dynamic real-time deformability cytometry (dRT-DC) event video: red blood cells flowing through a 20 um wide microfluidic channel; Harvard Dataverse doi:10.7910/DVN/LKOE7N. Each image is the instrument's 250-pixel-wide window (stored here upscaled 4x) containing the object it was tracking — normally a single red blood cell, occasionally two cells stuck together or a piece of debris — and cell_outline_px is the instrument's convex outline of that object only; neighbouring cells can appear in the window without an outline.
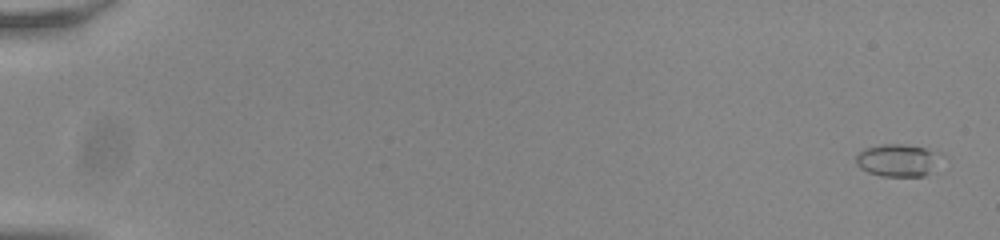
{"species": "common noctule bat (a hibernating species)", "species_latin": "Nyctalus noctula", "temperature_condition": "room temperature", "stored_images_in_passage": 55, "camera_frame_rate_fps": 3000, "um_per_image_px": 0.085, "animal": {"sex": "male", "body_mass_g": 20.0, "forearm_length_mm": 53.3}, "frame": {"image": 1, "passage_image": 1, "time_ms": 0.0, "image_size_px": [1000, 240], "cell_outline_px": [[932, 152], [928, 172], [924, 176], [880, 176], [868, 172], [860, 168], [856, 164], [856, 156], [864, 148], [880, 144], [904, 144], [924, 148]], "centroid_in_image_um": [76.05, 13.62], "position_along_channel_um": 8.9, "area_um2": 14.97}}
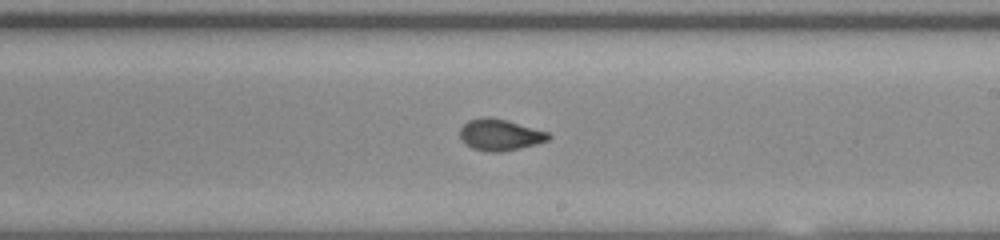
{"frame": {"image": 2, "passage_image": 34, "time_ms": 11.0, "image_size_px": [1000, 240], "cell_outline_px": [[552, 136], [548, 140], [536, 144], [520, 148], [500, 152], [488, 152], [472, 148], [464, 144], [460, 140], [460, 128], [468, 120], [480, 116], [488, 116], [508, 120], [548, 132]], "centroid_in_image_um": [42.46, 11.45], "position_along_channel_um": 246.5, "area_um2": 16.47}}
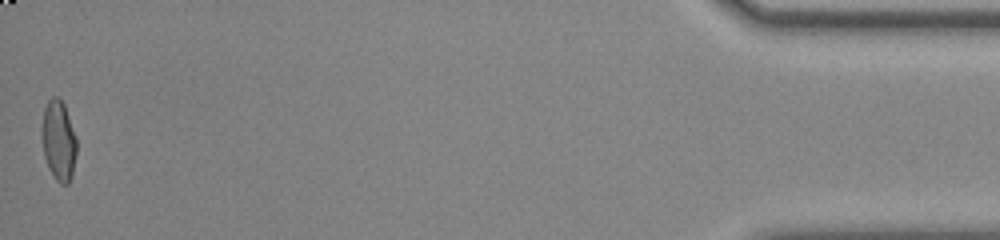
{"frame": {"image": 3, "passage_image": 55, "time_ms": 18.0, "image_size_px": [1000, 240], "cell_outline_px": [[76, 156], [72, 176], [68, 184], [60, 184], [52, 176], [48, 168], [44, 156], [40, 132], [44, 108], [48, 100], [52, 96], [56, 96], [64, 104], [76, 136]], "centroid_in_image_um": [4.96, 11.96], "position_along_channel_um": 430.2, "area_um2": 16.59}, "authors_computed_cell_mechanics": {"area_um2": 16.0684, "velocity_mm_per_s": 3.8182, "shape_relaxation_time_tau1_ms": 5.9656, "shape_relaxation_time_tau2_ms": 1.2687, "deformation_change_tau1": 0.2032, "deformation_change_tau2": 0.0608}}